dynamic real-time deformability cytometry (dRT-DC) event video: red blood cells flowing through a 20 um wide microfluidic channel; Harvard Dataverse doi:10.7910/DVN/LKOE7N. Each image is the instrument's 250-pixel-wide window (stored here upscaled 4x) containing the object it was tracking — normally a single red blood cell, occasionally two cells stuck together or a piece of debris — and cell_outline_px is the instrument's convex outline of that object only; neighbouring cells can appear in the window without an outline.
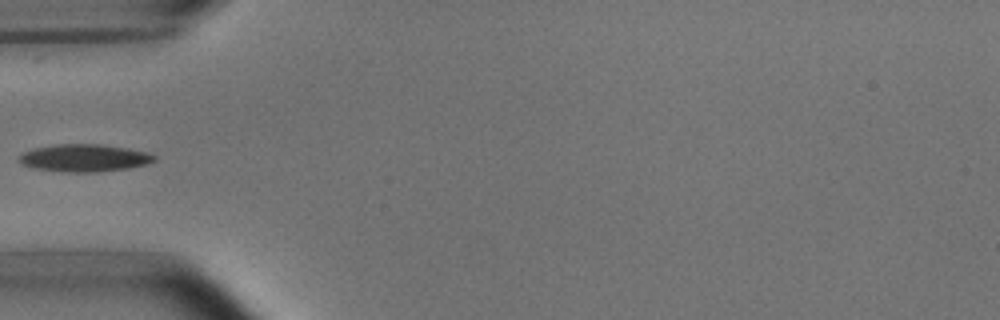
{"species": "common noctule bat (a hibernating species)", "species_latin": "Nyctalus noctula", "temperature_condition": "room temperature", "stored_images_in_passage": 6, "camera_frame_rate_fps": 3000, "um_per_image_px": 0.085, "animal": {"sex": "male", "body_mass_g": 15.6}, "frame": {"image": 1, "passage_image": 5, "time_ms": 1.333, "image_size_px": [1000, 320], "cell_outline_px": [[156, 160], [148, 164], [128, 168], [100, 172], [64, 172], [36, 168], [24, 164], [20, 160], [20, 156], [24, 152], [36, 148], [56, 144], [100, 144], [128, 148], [148, 152], [156, 156]], "centroid_in_image_um": [7.25, 13.42], "position_along_channel_um": 77.7, "area_um2": 21.5}}